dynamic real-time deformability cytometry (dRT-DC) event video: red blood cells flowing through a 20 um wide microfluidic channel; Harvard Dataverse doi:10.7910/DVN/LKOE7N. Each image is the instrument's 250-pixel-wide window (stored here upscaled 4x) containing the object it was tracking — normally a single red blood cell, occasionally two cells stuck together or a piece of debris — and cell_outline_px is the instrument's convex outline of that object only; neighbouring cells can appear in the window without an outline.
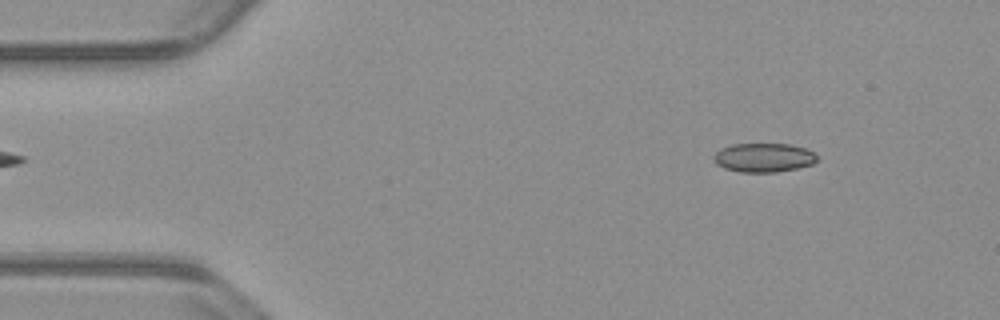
{"species": "common noctule bat (a hibernating species)", "species_latin": "Nyctalus noctula", "temperature_condition": "warm", "stored_images_in_passage": 48, "camera_frame_rate_fps": 3000, "um_per_image_px": 0.085, "animal": {"sex": "male", "body_mass_g": 23.1, "forearm_length_mm": 52.7}, "frame": {"image": 1, "passage_image": 1, "time_ms": 0.0, "image_size_px": [1000, 320], "cell_outline_px": [[816, 160], [812, 164], [796, 168], [776, 172], [740, 172], [724, 168], [716, 164], [712, 160], [712, 156], [720, 148], [732, 144], [788, 144], [804, 148], [812, 152], [816, 156]], "centroid_in_image_um": [64.84, 13.4], "position_along_channel_um": 20.2, "area_um2": 17.4}}
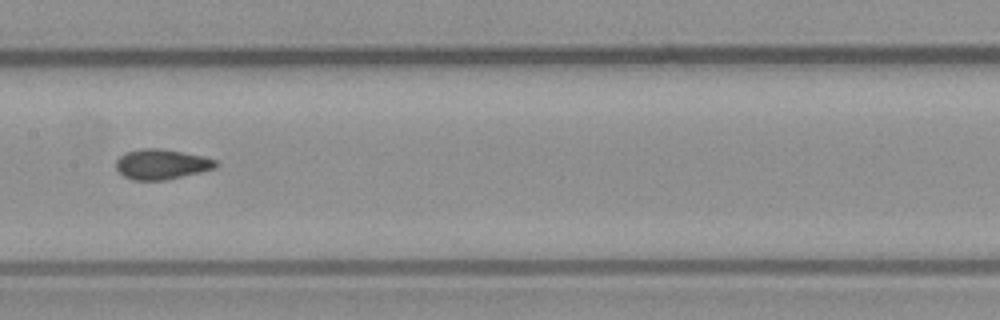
{"frame": {"image": 2, "passage_image": 21, "time_ms": 6.667, "image_size_px": [1000, 320], "cell_outline_px": [[220, 164], [216, 168], [200, 172], [164, 180], [132, 180], [124, 176], [116, 168], [116, 160], [124, 152], [140, 148], [160, 148], [204, 156], [216, 160]], "centroid_in_image_um": [13.73, 13.95], "position_along_channel_um": 193.7, "area_um2": 17.63}}
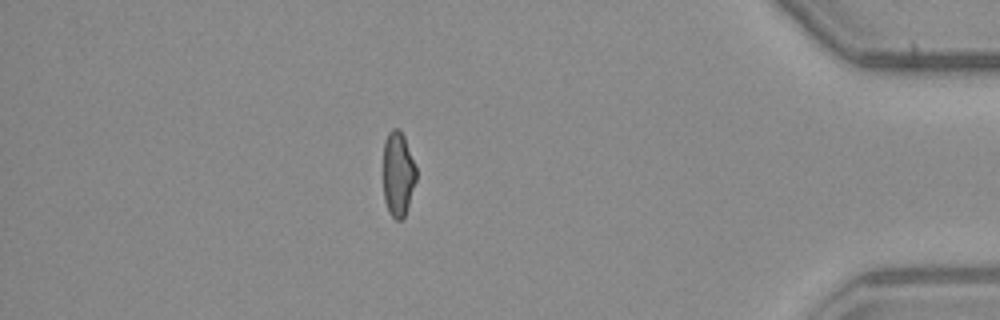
{"frame": {"image": 3, "passage_image": 41, "time_ms": 13.333, "image_size_px": [1000, 320], "cell_outline_px": [[416, 180], [404, 216], [400, 220], [396, 220], [388, 212], [384, 200], [384, 140], [388, 132], [392, 128], [400, 128], [404, 136], [416, 168]], "centroid_in_image_um": [33.82, 14.76], "position_along_channel_um": 401.4, "area_um2": 16.18}, "authors_computed_cell_mechanics": {"area_um2": 17.4845, "velocity_mm_per_s": 3.8284, "shape_relaxation_time_tau1_ms": null, "shape_relaxation_time_tau2_ms": 1.3095, "deformation_change_tau1": null, "deformation_change_tau2": 0.0501}}